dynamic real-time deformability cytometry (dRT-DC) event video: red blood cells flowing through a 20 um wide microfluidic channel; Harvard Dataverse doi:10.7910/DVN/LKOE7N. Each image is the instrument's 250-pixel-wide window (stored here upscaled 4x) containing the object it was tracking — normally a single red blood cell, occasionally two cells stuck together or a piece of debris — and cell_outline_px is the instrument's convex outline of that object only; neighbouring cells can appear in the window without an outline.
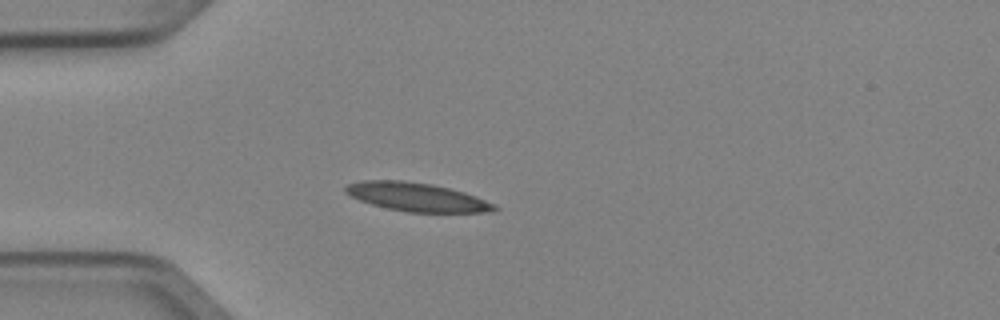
{"species": "Egyptian fruit bat (a non-hibernating species)", "species_latin": "Rousettus aegyptiacus", "temperature_condition": "cold", "stored_images_in_passage": 4, "camera_frame_rate_fps": 3000, "um_per_image_px": 0.085, "animal": {"sex": "female"}, "frame": {"image": 1, "passage_image": 3, "time_ms": 0.667, "image_size_px": [1000, 320], "cell_outline_px": [[500, 208], [492, 212], [408, 212], [388, 208], [372, 204], [360, 200], [344, 192], [344, 188], [348, 184], [360, 180], [400, 180], [432, 184], [464, 192], [476, 196], [496, 204]], "centroid_in_image_um": [35.45, 16.74], "position_along_channel_um": 49.5, "area_um2": 24.74}}